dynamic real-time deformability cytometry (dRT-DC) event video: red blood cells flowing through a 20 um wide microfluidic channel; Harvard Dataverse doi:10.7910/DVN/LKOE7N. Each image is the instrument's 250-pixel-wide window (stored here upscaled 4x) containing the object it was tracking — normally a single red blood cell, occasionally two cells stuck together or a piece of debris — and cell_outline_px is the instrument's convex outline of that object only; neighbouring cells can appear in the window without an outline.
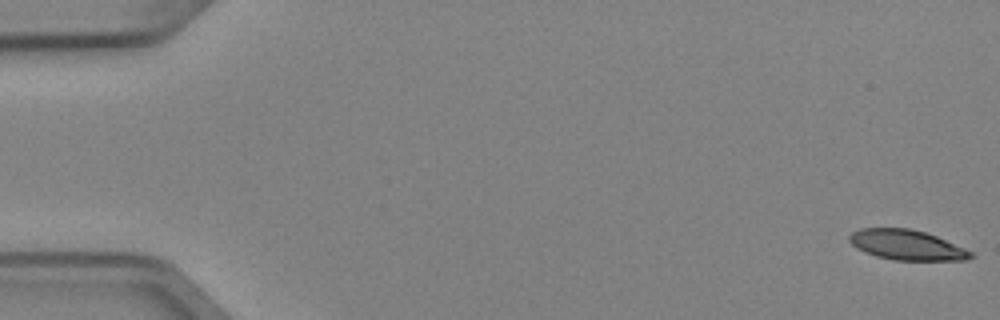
{"species": "Egyptian fruit bat (a non-hibernating species)", "species_latin": "Rousettus aegyptiacus", "temperature_condition": "cold", "stored_images_in_passage": 6, "camera_frame_rate_fps": 3000, "um_per_image_px": 0.085, "animal": {"sex": "female"}, "frame": {"image": 1, "passage_image": 1, "time_ms": 0.0, "image_size_px": [1000, 320], "cell_outline_px": [[976, 256], [964, 260], [892, 260], [876, 256], [864, 252], [856, 248], [848, 240], [848, 236], [852, 232], [860, 228], [908, 228], [924, 232], [936, 236], [964, 248], [972, 252]], "centroid_in_image_um": [77.04, 20.82], "position_along_channel_um": 8.0, "area_um2": 21.27}}
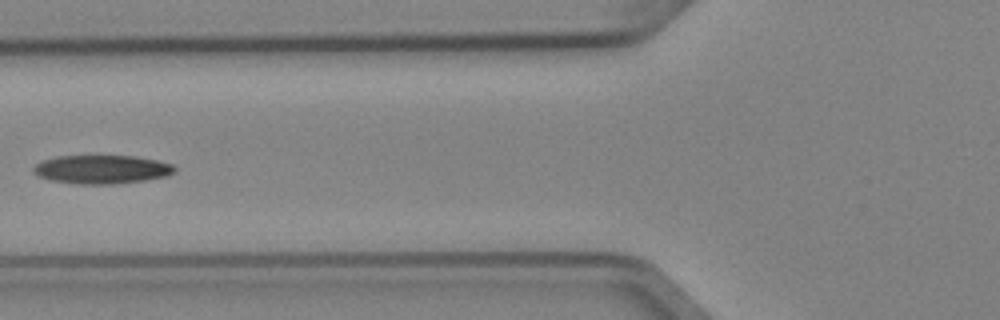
{"frame": {"image": 2, "passage_image": 6, "time_ms": 1.667, "image_size_px": [1000, 320], "cell_outline_px": [[176, 172], [168, 176], [144, 180], [112, 184], [76, 184], [52, 180], [36, 176], [32, 172], [32, 168], [36, 164], [44, 160], [56, 156], [136, 156], [156, 160], [172, 164], [176, 168]], "centroid_in_image_um": [8.65, 14.4], "position_along_channel_um": 117.2, "area_um2": 23.64}}